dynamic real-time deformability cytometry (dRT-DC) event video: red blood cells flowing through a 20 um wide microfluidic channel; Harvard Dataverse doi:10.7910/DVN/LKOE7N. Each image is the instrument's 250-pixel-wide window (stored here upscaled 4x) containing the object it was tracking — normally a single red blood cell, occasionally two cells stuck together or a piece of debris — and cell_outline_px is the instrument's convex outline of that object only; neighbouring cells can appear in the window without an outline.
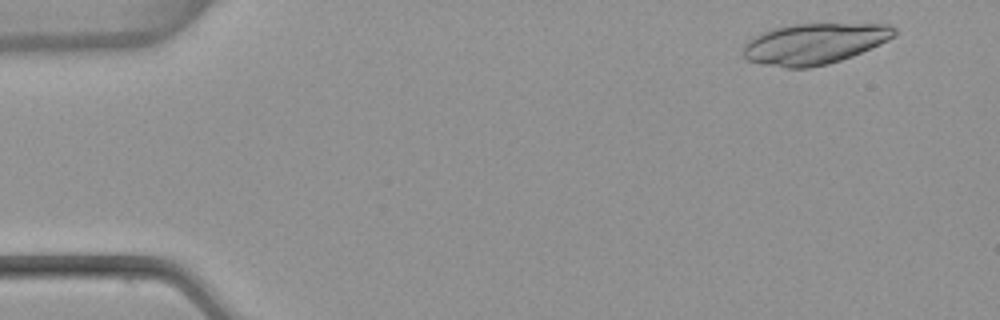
{"species": "common noctule bat (a hibernating species)", "species_latin": "Nyctalus noctula", "temperature_condition": "warm", "stored_images_in_passage": 3, "camera_frame_rate_fps": 3000, "um_per_image_px": 0.085, "animal": {"sex": "female", "body_mass_g": 22.7, "forearm_length_mm": 54.2}, "frame": {"image": 1, "passage_image": 1, "time_ms": 0.0, "image_size_px": [1000, 320], "cell_outline_px": [[896, 36], [880, 44], [852, 56], [828, 64], [808, 68], [784, 68], [744, 60], [744, 44], [748, 40], [760, 32], [772, 28], [796, 24], [888, 24], [896, 28]], "centroid_in_image_um": [69.2, 3.72], "position_along_channel_um": 15.8, "area_um2": 36.07}}